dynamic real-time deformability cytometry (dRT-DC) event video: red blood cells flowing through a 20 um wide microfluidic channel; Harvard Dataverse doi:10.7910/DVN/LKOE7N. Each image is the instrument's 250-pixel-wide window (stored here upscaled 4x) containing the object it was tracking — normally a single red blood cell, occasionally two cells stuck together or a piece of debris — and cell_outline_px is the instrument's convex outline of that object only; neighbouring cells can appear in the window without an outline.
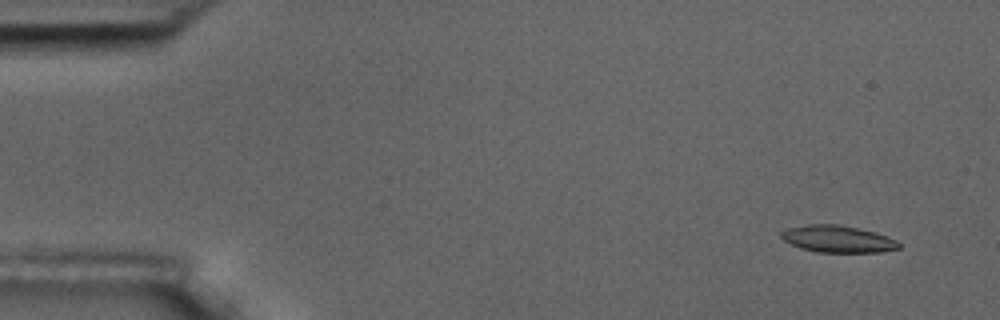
{"species": "common noctule bat (a hibernating species)", "species_latin": "Nyctalus noctula", "temperature_condition": "room temperature", "stored_images_in_passage": 8, "camera_frame_rate_fps": 3000, "um_per_image_px": 0.085, "animal": {"sex": "male", "body_mass_g": 17.5, "forearm_length_mm": 52.3}, "frame": {"image": 1, "passage_image": 2, "time_ms": 1.0, "image_size_px": [1000, 320], "cell_outline_px": [[900, 248], [880, 252], [816, 252], [800, 248], [784, 240], [780, 236], [780, 232], [784, 228], [808, 224], [840, 224], [876, 232], [896, 240], [900, 244]], "centroid_in_image_um": [71.18, 20.3], "position_along_channel_um": 13.8, "area_um2": 18.61}}
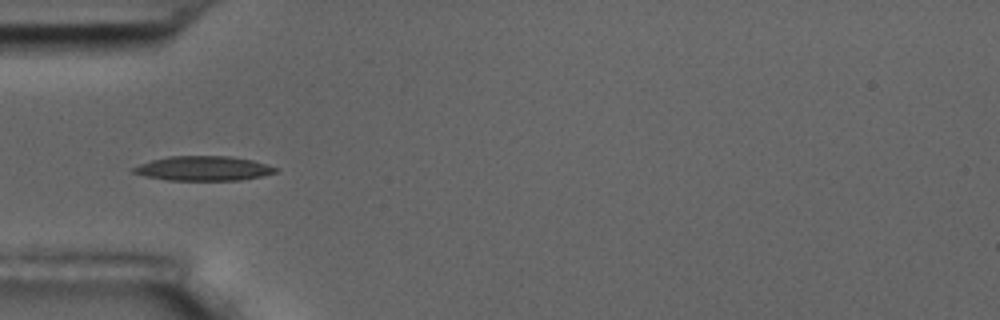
{"frame": {"image": 2, "passage_image": 6, "time_ms": 5.667, "image_size_px": [1000, 320], "cell_outline_px": [[280, 168], [276, 172], [264, 176], [240, 180], [168, 180], [144, 176], [132, 172], [132, 168], [140, 164], [152, 160], [168, 156], [232, 156], [252, 160], [268, 164]], "centroid_in_image_um": [17.33, 14.31], "position_along_channel_um": 67.7, "area_um2": 20.46}}